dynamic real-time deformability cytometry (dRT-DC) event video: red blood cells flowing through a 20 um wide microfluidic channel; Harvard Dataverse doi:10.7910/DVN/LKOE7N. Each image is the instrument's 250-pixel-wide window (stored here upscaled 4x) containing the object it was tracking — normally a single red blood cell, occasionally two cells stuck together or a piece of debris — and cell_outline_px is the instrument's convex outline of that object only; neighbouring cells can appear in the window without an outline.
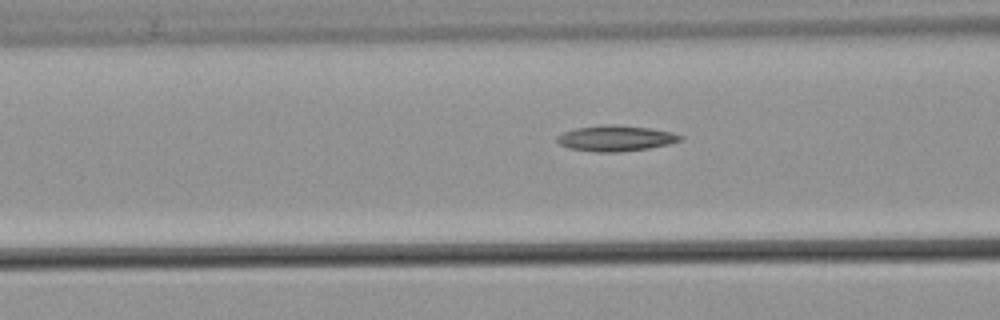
{"species": "common noctule bat (a hibernating species)", "species_latin": "Nyctalus noctula", "temperature_condition": "warm", "stored_images_in_passage": 27, "camera_frame_rate_fps": 3000, "um_per_image_px": 0.085, "animal": {"sex": "male", "body_mass_g": 21.5, "forearm_length_mm": 52.0}, "frame": {"image": 1, "passage_image": 5, "time_ms": 1.333, "image_size_px": [1000, 320], "cell_outline_px": [[684, 136], [680, 140], [668, 144], [648, 148], [620, 152], [596, 152], [568, 148], [560, 144], [556, 140], [556, 136], [564, 132], [576, 128], [600, 124], [616, 124], [648, 128], [672, 132]], "centroid_in_image_um": [52.3, 11.75], "position_along_channel_um": 114.3, "area_um2": 18.5}}
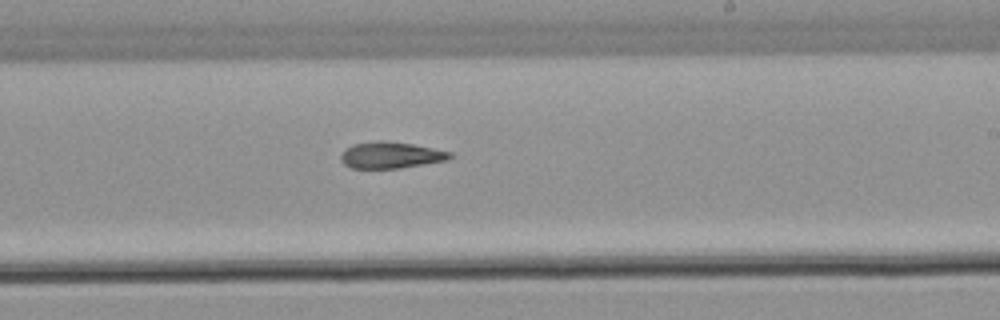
{"frame": {"image": 2, "passage_image": 16, "time_ms": 5.0, "image_size_px": [1000, 320], "cell_outline_px": [[452, 156], [444, 160], [424, 164], [400, 168], [352, 168], [344, 164], [340, 160], [340, 156], [352, 144], [376, 140], [388, 140], [412, 144], [452, 152]], "centroid_in_image_um": [33.19, 13.17], "position_along_channel_um": 255.8, "area_um2": 16.7}}